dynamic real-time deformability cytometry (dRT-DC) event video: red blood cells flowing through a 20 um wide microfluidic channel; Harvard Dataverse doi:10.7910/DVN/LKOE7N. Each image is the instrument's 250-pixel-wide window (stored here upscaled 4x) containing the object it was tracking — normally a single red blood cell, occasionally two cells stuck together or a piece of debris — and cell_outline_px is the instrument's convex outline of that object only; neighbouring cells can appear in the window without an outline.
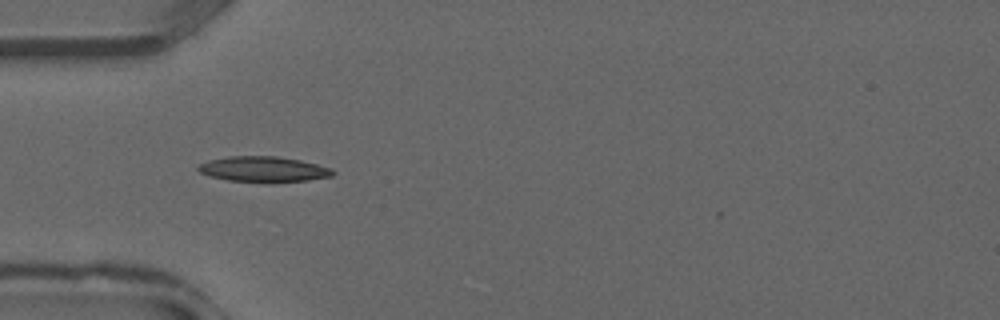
{"species": "common noctule bat (a hibernating species)", "species_latin": "Nyctalus noctula", "temperature_condition": "warm", "stored_images_in_passage": 33, "camera_frame_rate_fps": 3000, "um_per_image_px": 0.085, "animal": {"sex": "male", "forearm_length_mm": 52.5}, "frame": {"image": 1, "passage_image": 10, "time_ms": 3.0, "image_size_px": [1000, 320], "cell_outline_px": [[336, 172], [332, 176], [308, 180], [228, 180], [212, 176], [200, 172], [196, 168], [200, 164], [208, 160], [228, 156], [276, 156], [300, 160], [332, 168]], "centroid_in_image_um": [22.4, 14.34], "position_along_channel_um": 62.6, "area_um2": 19.19}}
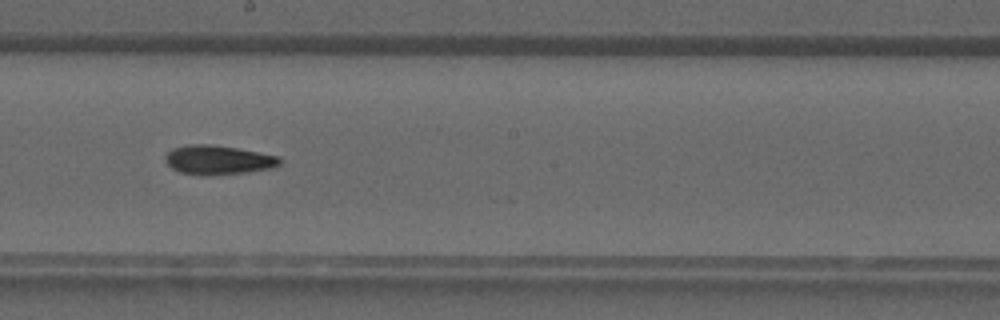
{"frame": {"image": 2, "passage_image": 19, "time_ms": 6.0, "image_size_px": [1000, 320], "cell_outline_px": [[284, 160], [280, 164], [272, 168], [244, 172], [180, 172], [172, 168], [164, 160], [164, 156], [172, 148], [188, 144], [212, 144], [236, 148], [280, 156]], "centroid_in_image_um": [18.57, 13.53], "position_along_channel_um": 229.6, "area_um2": 18.67}}